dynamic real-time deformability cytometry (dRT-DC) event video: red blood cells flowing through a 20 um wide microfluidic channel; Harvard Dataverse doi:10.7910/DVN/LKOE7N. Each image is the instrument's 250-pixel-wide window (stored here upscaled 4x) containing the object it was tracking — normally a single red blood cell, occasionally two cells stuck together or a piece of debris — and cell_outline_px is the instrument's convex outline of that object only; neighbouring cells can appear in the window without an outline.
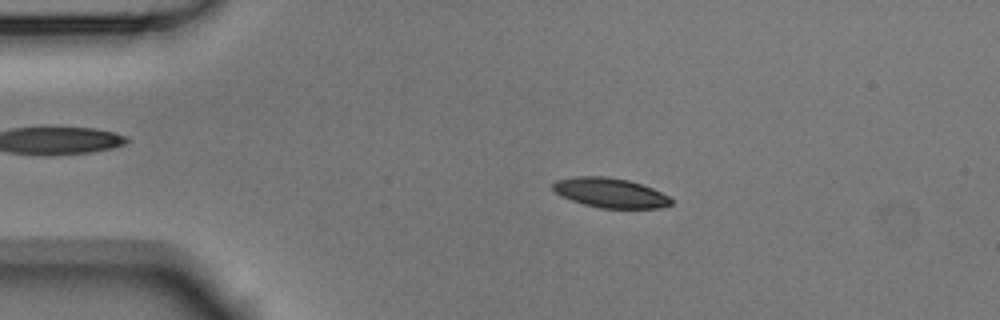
{"species": "Egyptian fruit bat (a non-hibernating species)", "species_latin": "Rousettus aegyptiacus", "temperature_condition": "room temperature", "stored_images_in_passage": 7, "camera_frame_rate_fps": 3000, "um_per_image_px": 0.085, "animal": {"sex": "male"}, "frame": {"image": 1, "passage_image": 2, "time_ms": 0.333, "image_size_px": [1000, 320], "cell_outline_px": [[672, 204], [656, 208], [600, 208], [584, 204], [572, 200], [556, 192], [552, 188], [552, 184], [556, 180], [576, 176], [604, 176], [628, 180], [652, 188], [668, 196], [672, 200]], "centroid_in_image_um": [51.86, 16.38], "position_along_channel_um": 33.1, "area_um2": 20.17}}
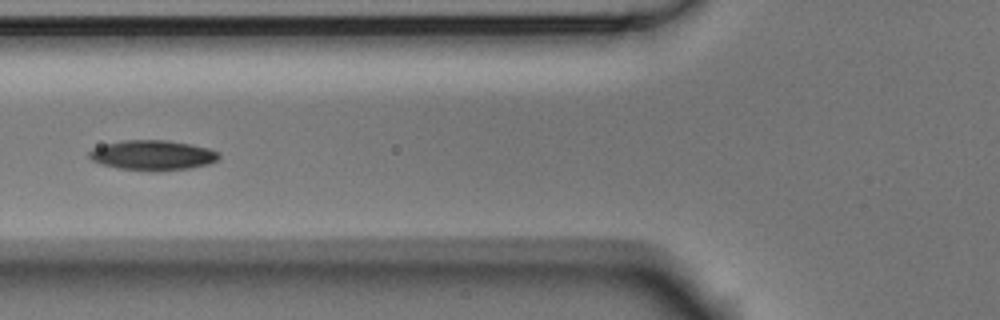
{"frame": {"image": 2, "passage_image": 5, "time_ms": 1.333, "image_size_px": [1000, 320], "cell_outline_px": [[220, 156], [216, 160], [208, 164], [188, 168], [156, 172], [116, 168], [100, 164], [92, 160], [88, 156], [88, 152], [92, 148], [104, 144], [124, 140], [164, 140], [188, 144], [208, 148], [220, 152]], "centroid_in_image_um": [12.93, 13.2], "position_along_channel_um": 112.9, "area_um2": 22.77}}
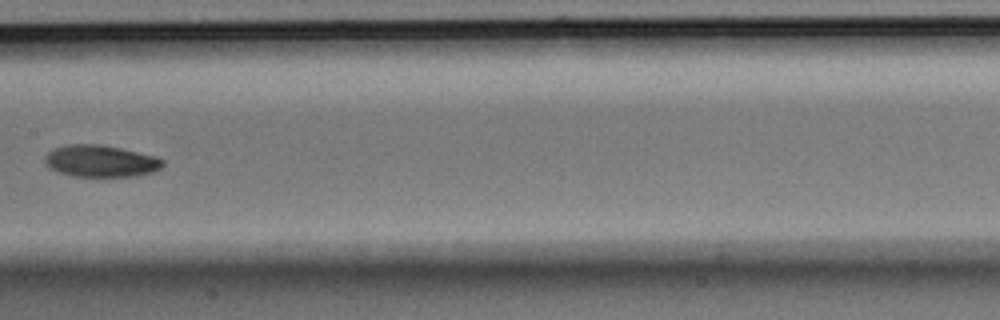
{"frame": {"image": 3, "passage_image": 7, "time_ms": 2.0, "image_size_px": [1000, 320], "cell_outline_px": [[164, 164], [160, 168], [152, 172], [136, 176], [72, 176], [48, 168], [44, 160], [44, 156], [48, 152], [56, 148], [68, 144], [100, 144], [120, 148], [156, 156], [164, 160]], "centroid_in_image_um": [8.55, 13.69], "position_along_channel_um": 198.8, "area_um2": 21.85}}